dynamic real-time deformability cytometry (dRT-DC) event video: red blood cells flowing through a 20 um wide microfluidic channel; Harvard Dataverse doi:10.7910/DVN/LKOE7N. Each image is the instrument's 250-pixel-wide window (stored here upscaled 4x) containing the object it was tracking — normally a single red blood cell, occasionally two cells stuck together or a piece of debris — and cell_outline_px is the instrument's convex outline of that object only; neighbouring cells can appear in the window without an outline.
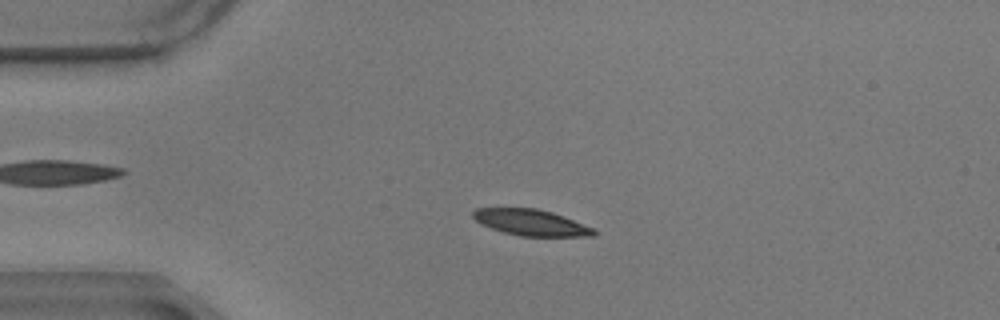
{"species": "common noctule bat (a hibernating species)", "species_latin": "Nyctalus noctula", "temperature_condition": "warm", "stored_images_in_passage": 58, "camera_frame_rate_fps": 3000, "um_per_image_px": 0.085, "animal": {"sex": "male", "body_mass_g": 17.9}, "frame": {"image": 1, "passage_image": 13, "time_ms": 4.0, "image_size_px": [1000, 320], "cell_outline_px": [[596, 236], [520, 236], [504, 232], [480, 224], [472, 216], [472, 212], [476, 208], [536, 208], [552, 212], [564, 216], [596, 228]], "centroid_in_image_um": [45.17, 18.91], "position_along_channel_um": 39.8, "area_um2": 18.5}}
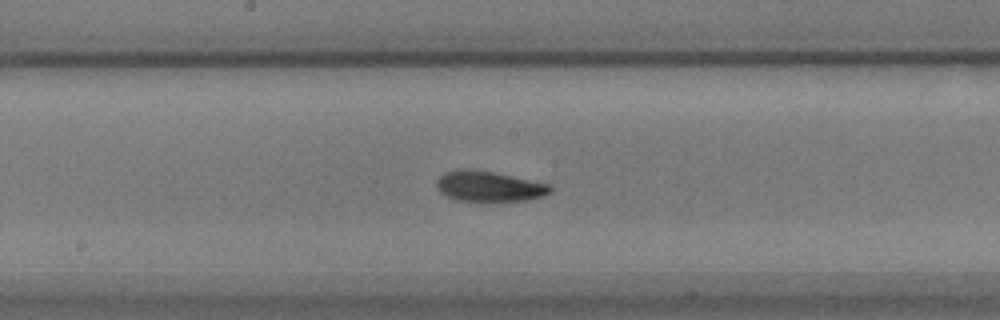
{"frame": {"image": 2, "passage_image": 30, "time_ms": 9.667, "image_size_px": [1000, 320], "cell_outline_px": [[552, 192], [544, 196], [528, 200], [456, 200], [440, 192], [436, 188], [436, 180], [444, 172], [472, 168], [552, 184]], "centroid_in_image_um": [41.59, 15.82], "position_along_channel_um": 206.6, "area_um2": 20.0}}
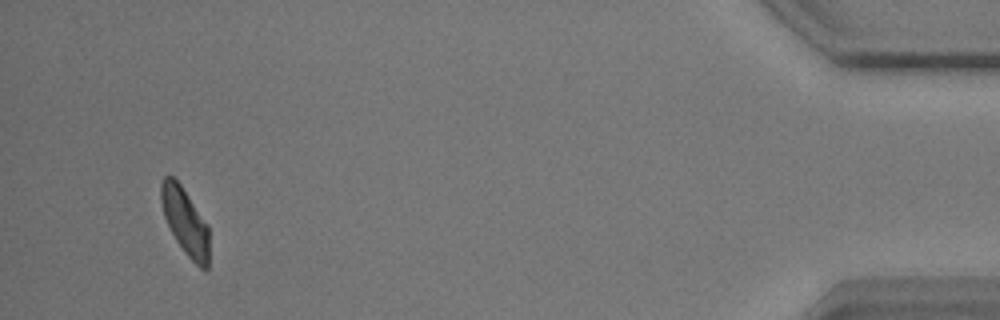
{"frame": {"image": 3, "passage_image": 55, "time_ms": 18.0, "image_size_px": [1000, 320], "cell_outline_px": [[208, 268], [200, 268], [184, 252], [176, 240], [164, 216], [160, 200], [160, 184], [164, 176], [172, 176], [180, 184], [208, 224]], "centroid_in_image_um": [15.72, 18.8], "position_along_channel_um": 419.5, "area_um2": 18.5}, "authors_computed_cell_mechanics": {"area_um2": 19.3919, "velocity_mm_per_s": 3.4383, "shape_relaxation_time_tau1_ms": 7.4505, "shape_relaxation_time_tau2_ms": 3.8342, "deformation_change_tau1": 0.1742, "deformation_change_tau2": 0.0825}}